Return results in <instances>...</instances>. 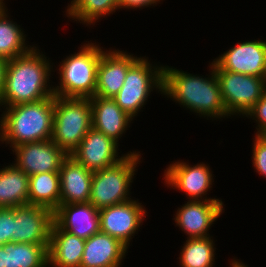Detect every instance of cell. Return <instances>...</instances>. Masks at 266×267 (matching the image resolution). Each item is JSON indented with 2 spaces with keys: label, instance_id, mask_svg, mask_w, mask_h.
Masks as SVG:
<instances>
[{
  "label": "cell",
  "instance_id": "cell-31",
  "mask_svg": "<svg viewBox=\"0 0 266 267\" xmlns=\"http://www.w3.org/2000/svg\"><path fill=\"white\" fill-rule=\"evenodd\" d=\"M161 0H119V6L121 8H126V9H137V8H146V7H151V5H156L159 3Z\"/></svg>",
  "mask_w": 266,
  "mask_h": 267
},
{
  "label": "cell",
  "instance_id": "cell-7",
  "mask_svg": "<svg viewBox=\"0 0 266 267\" xmlns=\"http://www.w3.org/2000/svg\"><path fill=\"white\" fill-rule=\"evenodd\" d=\"M155 89L163 94V66H154L140 56L129 67L123 86L112 99L134 119Z\"/></svg>",
  "mask_w": 266,
  "mask_h": 267
},
{
  "label": "cell",
  "instance_id": "cell-23",
  "mask_svg": "<svg viewBox=\"0 0 266 267\" xmlns=\"http://www.w3.org/2000/svg\"><path fill=\"white\" fill-rule=\"evenodd\" d=\"M3 247V267H47L49 244L8 242Z\"/></svg>",
  "mask_w": 266,
  "mask_h": 267
},
{
  "label": "cell",
  "instance_id": "cell-4",
  "mask_svg": "<svg viewBox=\"0 0 266 267\" xmlns=\"http://www.w3.org/2000/svg\"><path fill=\"white\" fill-rule=\"evenodd\" d=\"M99 44L84 43L75 52L60 62L59 85L54 87V95L64 98H91L96 91L97 67L104 52Z\"/></svg>",
  "mask_w": 266,
  "mask_h": 267
},
{
  "label": "cell",
  "instance_id": "cell-2",
  "mask_svg": "<svg viewBox=\"0 0 266 267\" xmlns=\"http://www.w3.org/2000/svg\"><path fill=\"white\" fill-rule=\"evenodd\" d=\"M210 75L206 77L163 66V94L183 108L199 113L200 117L225 118L230 116L221 98L220 86L214 65L210 64Z\"/></svg>",
  "mask_w": 266,
  "mask_h": 267
},
{
  "label": "cell",
  "instance_id": "cell-32",
  "mask_svg": "<svg viewBox=\"0 0 266 267\" xmlns=\"http://www.w3.org/2000/svg\"><path fill=\"white\" fill-rule=\"evenodd\" d=\"M6 66H7V60L0 57V101L2 98V93L4 88Z\"/></svg>",
  "mask_w": 266,
  "mask_h": 267
},
{
  "label": "cell",
  "instance_id": "cell-24",
  "mask_svg": "<svg viewBox=\"0 0 266 267\" xmlns=\"http://www.w3.org/2000/svg\"><path fill=\"white\" fill-rule=\"evenodd\" d=\"M28 204L55 211L60 205V174L46 172L29 176Z\"/></svg>",
  "mask_w": 266,
  "mask_h": 267
},
{
  "label": "cell",
  "instance_id": "cell-17",
  "mask_svg": "<svg viewBox=\"0 0 266 267\" xmlns=\"http://www.w3.org/2000/svg\"><path fill=\"white\" fill-rule=\"evenodd\" d=\"M54 222L62 230L84 240L100 231L99 209L90 202L60 204L54 211Z\"/></svg>",
  "mask_w": 266,
  "mask_h": 267
},
{
  "label": "cell",
  "instance_id": "cell-8",
  "mask_svg": "<svg viewBox=\"0 0 266 267\" xmlns=\"http://www.w3.org/2000/svg\"><path fill=\"white\" fill-rule=\"evenodd\" d=\"M212 63L228 114L245 117L266 90V78L229 72Z\"/></svg>",
  "mask_w": 266,
  "mask_h": 267
},
{
  "label": "cell",
  "instance_id": "cell-16",
  "mask_svg": "<svg viewBox=\"0 0 266 267\" xmlns=\"http://www.w3.org/2000/svg\"><path fill=\"white\" fill-rule=\"evenodd\" d=\"M138 58L119 49L104 51L97 67L94 96L114 98L123 86L129 67Z\"/></svg>",
  "mask_w": 266,
  "mask_h": 267
},
{
  "label": "cell",
  "instance_id": "cell-30",
  "mask_svg": "<svg viewBox=\"0 0 266 267\" xmlns=\"http://www.w3.org/2000/svg\"><path fill=\"white\" fill-rule=\"evenodd\" d=\"M247 118H252L256 121L257 132L255 135H259L266 130V90L262 97L255 103V105L246 113Z\"/></svg>",
  "mask_w": 266,
  "mask_h": 267
},
{
  "label": "cell",
  "instance_id": "cell-11",
  "mask_svg": "<svg viewBox=\"0 0 266 267\" xmlns=\"http://www.w3.org/2000/svg\"><path fill=\"white\" fill-rule=\"evenodd\" d=\"M54 212L35 205L14 207L13 242L49 244Z\"/></svg>",
  "mask_w": 266,
  "mask_h": 267
},
{
  "label": "cell",
  "instance_id": "cell-1",
  "mask_svg": "<svg viewBox=\"0 0 266 267\" xmlns=\"http://www.w3.org/2000/svg\"><path fill=\"white\" fill-rule=\"evenodd\" d=\"M49 61L36 46L7 60L0 106H15L54 96V85L49 82L53 63Z\"/></svg>",
  "mask_w": 266,
  "mask_h": 267
},
{
  "label": "cell",
  "instance_id": "cell-22",
  "mask_svg": "<svg viewBox=\"0 0 266 267\" xmlns=\"http://www.w3.org/2000/svg\"><path fill=\"white\" fill-rule=\"evenodd\" d=\"M29 176L14 164L0 169V208L28 204Z\"/></svg>",
  "mask_w": 266,
  "mask_h": 267
},
{
  "label": "cell",
  "instance_id": "cell-15",
  "mask_svg": "<svg viewBox=\"0 0 266 267\" xmlns=\"http://www.w3.org/2000/svg\"><path fill=\"white\" fill-rule=\"evenodd\" d=\"M222 200H188L177 209L175 224L190 238L208 237L209 229L224 211Z\"/></svg>",
  "mask_w": 266,
  "mask_h": 267
},
{
  "label": "cell",
  "instance_id": "cell-18",
  "mask_svg": "<svg viewBox=\"0 0 266 267\" xmlns=\"http://www.w3.org/2000/svg\"><path fill=\"white\" fill-rule=\"evenodd\" d=\"M60 204L88 203L91 194L93 173L71 155H68L59 170Z\"/></svg>",
  "mask_w": 266,
  "mask_h": 267
},
{
  "label": "cell",
  "instance_id": "cell-20",
  "mask_svg": "<svg viewBox=\"0 0 266 267\" xmlns=\"http://www.w3.org/2000/svg\"><path fill=\"white\" fill-rule=\"evenodd\" d=\"M128 248L99 231L85 241L80 267H120Z\"/></svg>",
  "mask_w": 266,
  "mask_h": 267
},
{
  "label": "cell",
  "instance_id": "cell-6",
  "mask_svg": "<svg viewBox=\"0 0 266 267\" xmlns=\"http://www.w3.org/2000/svg\"><path fill=\"white\" fill-rule=\"evenodd\" d=\"M91 128L92 109L90 98L55 96L51 140L59 148L71 155Z\"/></svg>",
  "mask_w": 266,
  "mask_h": 267
},
{
  "label": "cell",
  "instance_id": "cell-19",
  "mask_svg": "<svg viewBox=\"0 0 266 267\" xmlns=\"http://www.w3.org/2000/svg\"><path fill=\"white\" fill-rule=\"evenodd\" d=\"M92 109V128L119 142L128 130L133 118L125 113L112 98L93 96L90 98Z\"/></svg>",
  "mask_w": 266,
  "mask_h": 267
},
{
  "label": "cell",
  "instance_id": "cell-28",
  "mask_svg": "<svg viewBox=\"0 0 266 267\" xmlns=\"http://www.w3.org/2000/svg\"><path fill=\"white\" fill-rule=\"evenodd\" d=\"M252 163L258 175L266 177V142L259 136H254Z\"/></svg>",
  "mask_w": 266,
  "mask_h": 267
},
{
  "label": "cell",
  "instance_id": "cell-35",
  "mask_svg": "<svg viewBox=\"0 0 266 267\" xmlns=\"http://www.w3.org/2000/svg\"><path fill=\"white\" fill-rule=\"evenodd\" d=\"M259 136L266 142V130H264L263 132H261L259 134Z\"/></svg>",
  "mask_w": 266,
  "mask_h": 267
},
{
  "label": "cell",
  "instance_id": "cell-10",
  "mask_svg": "<svg viewBox=\"0 0 266 267\" xmlns=\"http://www.w3.org/2000/svg\"><path fill=\"white\" fill-rule=\"evenodd\" d=\"M210 166L205 163L189 165L182 161H175L164 171L165 184L173 189L185 192L189 200H220L207 198L206 194L214 182ZM206 196L203 198V196ZM203 198V199H202Z\"/></svg>",
  "mask_w": 266,
  "mask_h": 267
},
{
  "label": "cell",
  "instance_id": "cell-25",
  "mask_svg": "<svg viewBox=\"0 0 266 267\" xmlns=\"http://www.w3.org/2000/svg\"><path fill=\"white\" fill-rule=\"evenodd\" d=\"M3 1H0V57L11 60L27 53L33 45L30 46L25 42L26 36L23 29L16 24L17 22L10 20L8 9Z\"/></svg>",
  "mask_w": 266,
  "mask_h": 267
},
{
  "label": "cell",
  "instance_id": "cell-29",
  "mask_svg": "<svg viewBox=\"0 0 266 267\" xmlns=\"http://www.w3.org/2000/svg\"><path fill=\"white\" fill-rule=\"evenodd\" d=\"M14 208H0V243L13 242Z\"/></svg>",
  "mask_w": 266,
  "mask_h": 267
},
{
  "label": "cell",
  "instance_id": "cell-21",
  "mask_svg": "<svg viewBox=\"0 0 266 267\" xmlns=\"http://www.w3.org/2000/svg\"><path fill=\"white\" fill-rule=\"evenodd\" d=\"M85 241L62 230L54 222L48 247V267H80Z\"/></svg>",
  "mask_w": 266,
  "mask_h": 267
},
{
  "label": "cell",
  "instance_id": "cell-26",
  "mask_svg": "<svg viewBox=\"0 0 266 267\" xmlns=\"http://www.w3.org/2000/svg\"><path fill=\"white\" fill-rule=\"evenodd\" d=\"M118 9L119 0H72L67 6L66 16L88 26Z\"/></svg>",
  "mask_w": 266,
  "mask_h": 267
},
{
  "label": "cell",
  "instance_id": "cell-27",
  "mask_svg": "<svg viewBox=\"0 0 266 267\" xmlns=\"http://www.w3.org/2000/svg\"><path fill=\"white\" fill-rule=\"evenodd\" d=\"M212 236L190 238L180 250L181 267H212L215 264V241Z\"/></svg>",
  "mask_w": 266,
  "mask_h": 267
},
{
  "label": "cell",
  "instance_id": "cell-5",
  "mask_svg": "<svg viewBox=\"0 0 266 267\" xmlns=\"http://www.w3.org/2000/svg\"><path fill=\"white\" fill-rule=\"evenodd\" d=\"M129 152L115 165L93 172L89 202L97 209L132 200L129 190L137 172V164L141 162V153Z\"/></svg>",
  "mask_w": 266,
  "mask_h": 267
},
{
  "label": "cell",
  "instance_id": "cell-34",
  "mask_svg": "<svg viewBox=\"0 0 266 267\" xmlns=\"http://www.w3.org/2000/svg\"><path fill=\"white\" fill-rule=\"evenodd\" d=\"M0 267H3V247H0Z\"/></svg>",
  "mask_w": 266,
  "mask_h": 267
},
{
  "label": "cell",
  "instance_id": "cell-3",
  "mask_svg": "<svg viewBox=\"0 0 266 267\" xmlns=\"http://www.w3.org/2000/svg\"><path fill=\"white\" fill-rule=\"evenodd\" d=\"M54 105L55 95L36 102L4 107L0 118V141L14 148L51 139Z\"/></svg>",
  "mask_w": 266,
  "mask_h": 267
},
{
  "label": "cell",
  "instance_id": "cell-13",
  "mask_svg": "<svg viewBox=\"0 0 266 267\" xmlns=\"http://www.w3.org/2000/svg\"><path fill=\"white\" fill-rule=\"evenodd\" d=\"M213 61L222 70L266 78V41L237 43Z\"/></svg>",
  "mask_w": 266,
  "mask_h": 267
},
{
  "label": "cell",
  "instance_id": "cell-12",
  "mask_svg": "<svg viewBox=\"0 0 266 267\" xmlns=\"http://www.w3.org/2000/svg\"><path fill=\"white\" fill-rule=\"evenodd\" d=\"M15 152L14 164L28 176L46 172H59L68 154L51 139L25 143L11 149Z\"/></svg>",
  "mask_w": 266,
  "mask_h": 267
},
{
  "label": "cell",
  "instance_id": "cell-33",
  "mask_svg": "<svg viewBox=\"0 0 266 267\" xmlns=\"http://www.w3.org/2000/svg\"><path fill=\"white\" fill-rule=\"evenodd\" d=\"M230 267H248V265H245L244 263L240 262L239 260H235V258L233 260H231L230 262Z\"/></svg>",
  "mask_w": 266,
  "mask_h": 267
},
{
  "label": "cell",
  "instance_id": "cell-9",
  "mask_svg": "<svg viewBox=\"0 0 266 267\" xmlns=\"http://www.w3.org/2000/svg\"><path fill=\"white\" fill-rule=\"evenodd\" d=\"M141 204L138 200L132 199L99 209L100 231L118 239L128 248L147 215L146 208Z\"/></svg>",
  "mask_w": 266,
  "mask_h": 267
},
{
  "label": "cell",
  "instance_id": "cell-14",
  "mask_svg": "<svg viewBox=\"0 0 266 267\" xmlns=\"http://www.w3.org/2000/svg\"><path fill=\"white\" fill-rule=\"evenodd\" d=\"M118 146L119 143L91 128L71 156L93 173L125 158L127 154L118 156Z\"/></svg>",
  "mask_w": 266,
  "mask_h": 267
}]
</instances>
